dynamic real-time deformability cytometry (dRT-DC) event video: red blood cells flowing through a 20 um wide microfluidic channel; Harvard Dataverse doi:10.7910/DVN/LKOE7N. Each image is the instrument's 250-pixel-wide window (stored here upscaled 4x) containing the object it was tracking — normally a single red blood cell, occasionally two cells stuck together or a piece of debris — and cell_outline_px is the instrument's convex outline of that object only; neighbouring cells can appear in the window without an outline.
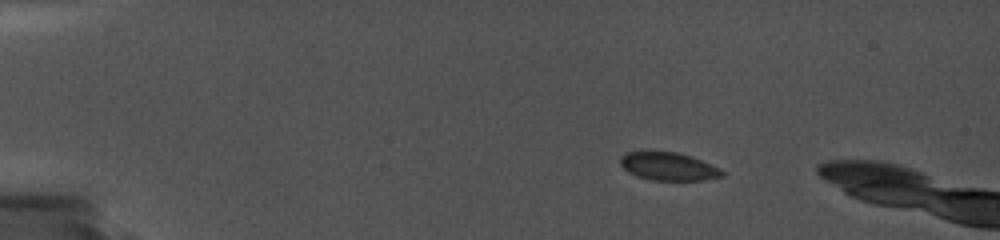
{"species": "common noctule bat (a hibernating species)", "species_latin": "Nyctalus noctula", "temperature_condition": "cold", "stored_images_in_passage": 40, "camera_frame_rate_fps": 5000, "um_per_image_px": 0.085, "animal": {"sex": "female", "body_mass_g": 19.0, "forearm_length_mm": 56.7}, "frame": {"image": 1, "passage_image": 1, "time_ms": 0.0, "image_size_px": [1000, 240], "cell_outline_px": [[724, 176], [704, 180], [652, 180], [628, 172], [620, 164], [620, 156], [628, 152], [676, 152], [692, 156], [720, 168], [724, 172]], "centroid_in_image_um": [56.85, 14.15], "position_along_channel_um": 28.2, "area_um2": 16.47}}
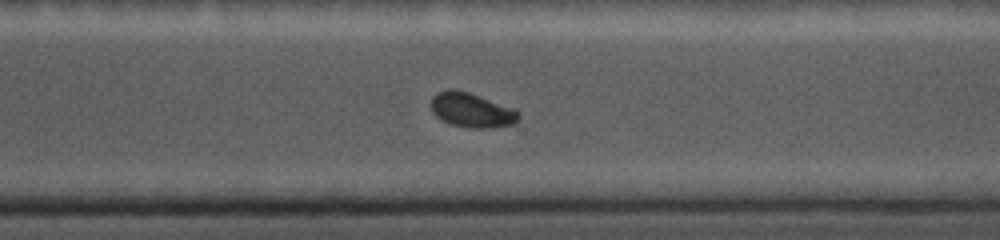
{"frame": {"image": 2, "passage_image": 24, "time_ms": 10.6, "image_size_px": [1000, 240], "cell_outline_px": [[520, 116], [512, 124], [492, 128], [472, 128], [452, 124], [436, 116], [432, 112], [432, 96], [436, 92], [448, 88], [456, 88], [516, 108], [520, 112]], "centroid_in_image_um": [40.1, 9.33], "position_along_channel_um": 330.5, "area_um2": 17.74}}
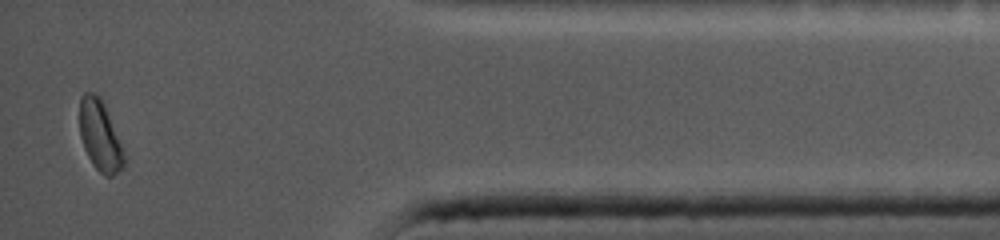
{"frame": {"image": 3, "passage_image": 38, "time_ms": 13.8, "image_size_px": [1000, 240], "cell_outline_px": [[124, 164], [112, 176], [104, 176], [92, 164], [84, 148], [80, 136], [80, 96], [84, 92], [92, 92], [100, 96], [104, 104], [124, 152]], "centroid_in_image_um": [8.47, 11.52], "position_along_channel_um": 426.7, "area_um2": 17.92}}